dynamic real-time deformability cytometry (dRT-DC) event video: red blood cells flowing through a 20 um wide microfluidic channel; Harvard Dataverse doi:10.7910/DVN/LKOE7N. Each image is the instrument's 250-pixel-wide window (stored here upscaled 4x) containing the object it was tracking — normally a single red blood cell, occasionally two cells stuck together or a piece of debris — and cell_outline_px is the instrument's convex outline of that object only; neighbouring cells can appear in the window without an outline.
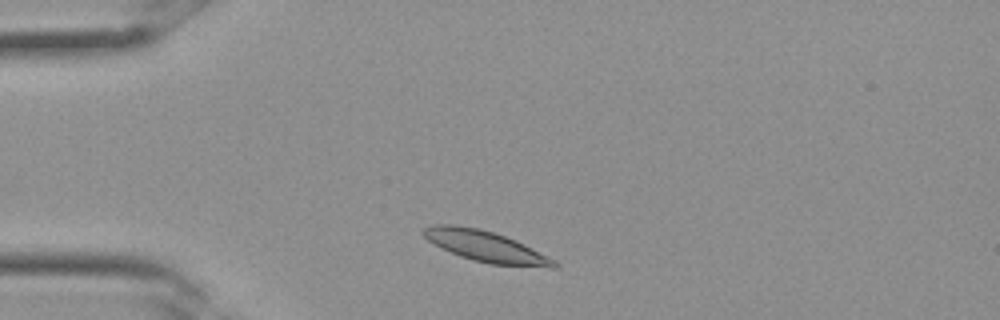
{"species": "Egyptian fruit bat (a non-hibernating species)", "species_latin": "Rousettus aegyptiacus", "temperature_condition": "room temperature", "stored_images_in_passage": 7, "camera_frame_rate_fps": 3000, "um_per_image_px": 0.085, "frame": {"image": 1, "passage_image": 3, "time_ms": 0.667, "image_size_px": [1000, 320], "cell_outline_px": [[556, 268], [552, 268], [492, 264], [472, 260], [460, 256], [432, 244], [420, 232], [424, 228], [432, 224], [452, 224], [480, 228], [516, 240], [556, 260]], "centroid_in_image_um": [41.25, 20.93], "position_along_channel_um": 43.8, "area_um2": 23.58}}
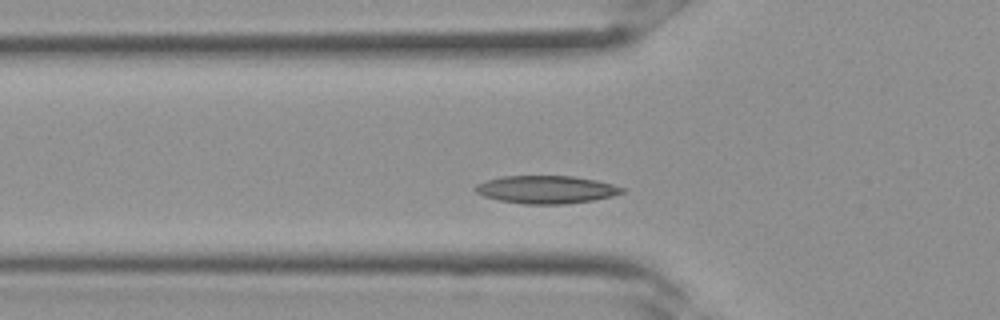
{"frame": {"image": 2, "passage_image": 6, "time_ms": 1.667, "image_size_px": [1000, 320], "cell_outline_px": [[624, 192], [612, 196], [592, 200], [564, 204], [524, 204], [500, 200], [484, 196], [476, 192], [472, 188], [476, 184], [484, 180], [504, 176], [572, 176], [596, 180], [612, 184], [624, 188]], "centroid_in_image_um": [46.39, 16.11], "position_along_channel_um": 79.4, "area_um2": 23.76}}